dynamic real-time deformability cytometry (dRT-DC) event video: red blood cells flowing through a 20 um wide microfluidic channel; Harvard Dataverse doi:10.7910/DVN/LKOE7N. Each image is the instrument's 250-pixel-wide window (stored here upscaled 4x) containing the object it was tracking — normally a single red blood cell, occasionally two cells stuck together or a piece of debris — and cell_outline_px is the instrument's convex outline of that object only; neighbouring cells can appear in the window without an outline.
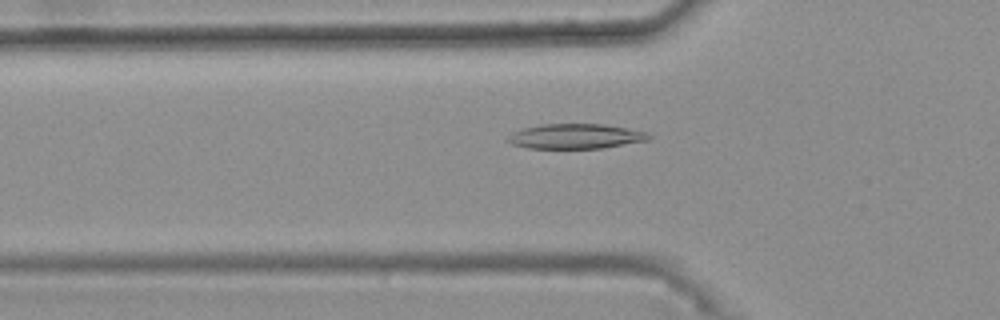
{"species": "common noctule bat (a hibernating species)", "species_latin": "Nyctalus noctula", "temperature_condition": "warm", "stored_images_in_passage": 48, "camera_frame_rate_fps": 3000, "um_per_image_px": 0.085, "animal": {"sex": "female", "body_mass_g": 25.1}, "frame": {"image": 1, "passage_image": 17, "time_ms": 5.333, "image_size_px": [1000, 320], "cell_outline_px": [[652, 136], [648, 140], [604, 148], [528, 148], [512, 144], [504, 140], [512, 132], [524, 128], [540, 124], [604, 124], [648, 132]], "centroid_in_image_um": [48.91, 11.58], "position_along_channel_um": 76.9, "area_um2": 20.52}}
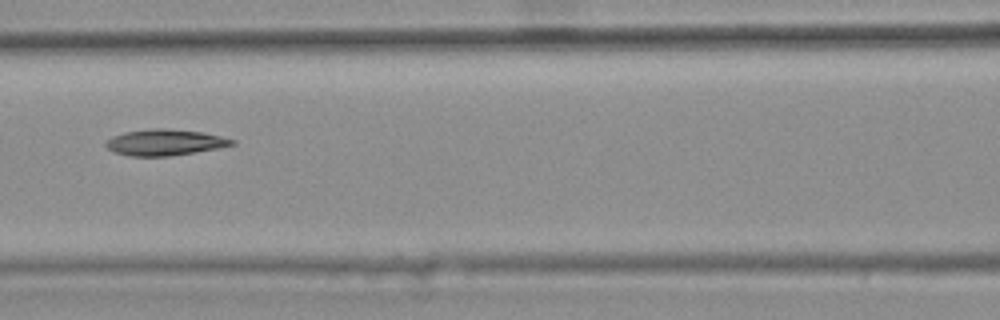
{"frame": {"image": 2, "passage_image": 23, "time_ms": 7.333, "image_size_px": [1000, 320], "cell_outline_px": [[236, 144], [216, 148], [168, 156], [128, 156], [112, 152], [104, 144], [112, 136], [124, 132], [152, 128], [168, 128], [204, 132], [236, 140]], "centroid_in_image_um": [13.98, 12.09], "position_along_channel_um": 152.6, "area_um2": 19.19}}
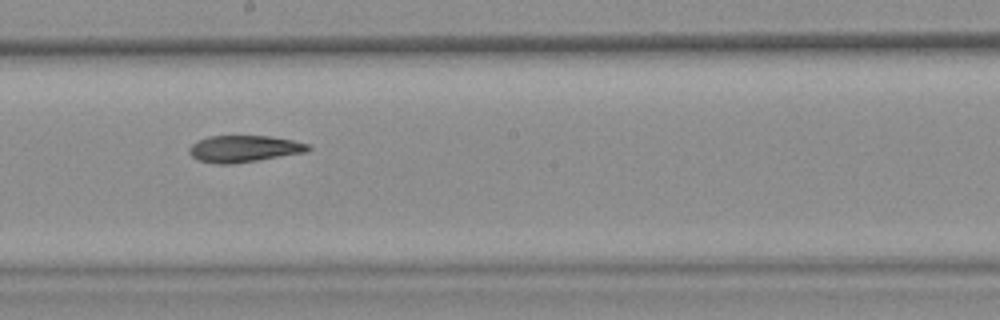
{"frame": {"image": 3, "passage_image": 29, "time_ms": 9.333, "image_size_px": [1000, 320], "cell_outline_px": [[312, 148], [308, 152], [232, 164], [216, 164], [200, 160], [192, 156], [188, 152], [188, 148], [192, 144], [208, 136], [272, 136], [292, 140], [308, 144]], "centroid_in_image_um": [20.76, 12.64], "position_along_channel_um": 227.4, "area_um2": 18.5}, "authors_computed_cell_mechanics": {"area_um2": 19.1896, "velocity_mm_per_s": 3.7562, "shape_relaxation_time_tau1_ms": null, "shape_relaxation_time_tau2_ms": 9.8777, "deformation_change_tau1": null, "deformation_change_tau2": 0.1901}}